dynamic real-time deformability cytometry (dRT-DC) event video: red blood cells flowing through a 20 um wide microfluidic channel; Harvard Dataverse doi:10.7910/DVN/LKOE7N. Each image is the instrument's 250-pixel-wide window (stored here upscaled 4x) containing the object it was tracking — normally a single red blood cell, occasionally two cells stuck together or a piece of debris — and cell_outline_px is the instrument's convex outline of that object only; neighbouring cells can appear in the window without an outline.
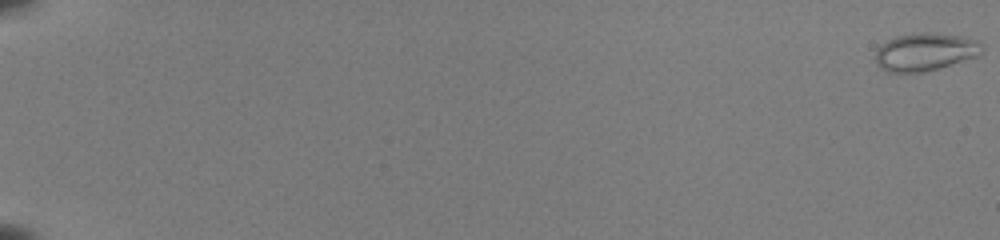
{"species": "common noctule bat (a hibernating species)", "species_latin": "Nyctalus noctula", "temperature_condition": "room temperature", "stored_images_in_passage": 54, "camera_frame_rate_fps": 3000, "um_per_image_px": 0.085, "animal": {"sex": "female", "body_mass_g": 22.0, "forearm_length_mm": 56.7}, "frame": {"image": 1, "passage_image": 1, "time_ms": 0.0, "image_size_px": [1000, 240], "cell_outline_px": [[984, 48], [980, 56], [940, 68], [924, 72], [888, 72], [880, 68], [876, 64], [876, 48], [880, 44], [896, 36], [920, 32], [932, 32], [960, 36], [980, 40], [984, 44]], "centroid_in_image_um": [78.68, 4.41], "position_along_channel_um": 6.3, "area_um2": 23.99}}
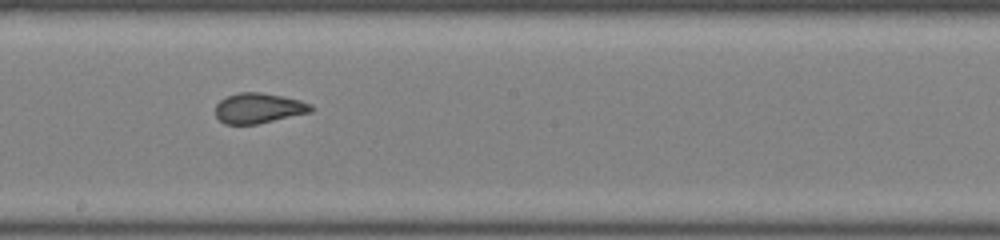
{"frame": {"image": 2, "passage_image": 34, "time_ms": 11.0, "image_size_px": [1000, 240], "cell_outline_px": [[316, 108], [312, 112], [256, 124], [224, 124], [216, 116], [216, 104], [220, 100], [228, 96], [240, 92], [260, 92], [300, 100], [312, 104]], "centroid_in_image_um": [22.01, 9.19], "position_along_channel_um": 226.2, "area_um2": 16.82}}
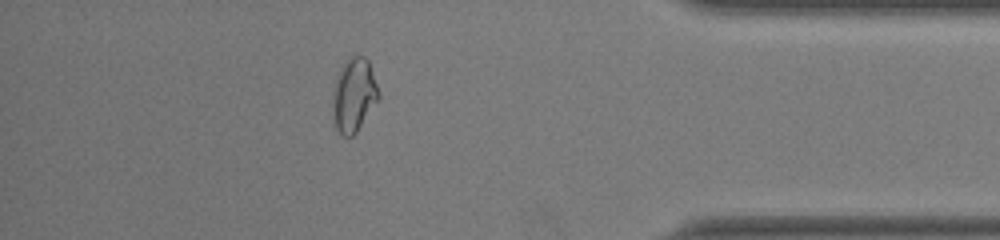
{"frame": {"image": 3, "passage_image": 49, "time_ms": 16.0, "image_size_px": [1000, 240], "cell_outline_px": [[380, 96], [356, 132], [352, 136], [344, 136], [336, 128], [332, 116], [332, 92], [336, 76], [344, 60], [352, 56], [364, 56], [368, 60], [380, 92]], "centroid_in_image_um": [30.05, 8.05], "position_along_channel_um": 405.2, "area_um2": 19.83}}